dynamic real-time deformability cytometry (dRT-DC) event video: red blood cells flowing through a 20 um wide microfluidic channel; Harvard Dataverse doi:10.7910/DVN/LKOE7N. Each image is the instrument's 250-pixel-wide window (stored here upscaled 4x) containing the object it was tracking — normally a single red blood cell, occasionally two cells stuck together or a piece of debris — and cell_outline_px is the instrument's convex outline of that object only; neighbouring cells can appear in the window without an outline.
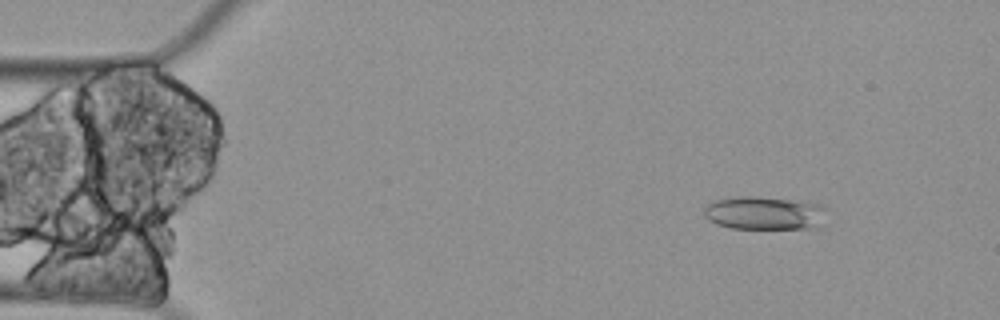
{"species": "Egyptian fruit bat (a non-hibernating species)", "species_latin": "Rousettus aegyptiacus", "temperature_condition": "cold", "stored_images_in_passage": 4, "camera_frame_rate_fps": 3000, "um_per_image_px": 0.085, "animal": {"sex": "female"}, "frame": {"image": 1, "passage_image": 2, "time_ms": 0.333, "image_size_px": [1000, 320], "cell_outline_px": [[824, 208], [816, 228], [732, 228], [716, 224], [708, 220], [704, 216], [704, 208], [708, 204], [716, 200], [740, 196], [752, 196], [788, 200], [820, 204]], "centroid_in_image_um": [64.86, 18.11], "position_along_channel_um": 20.1, "area_um2": 23.12}}
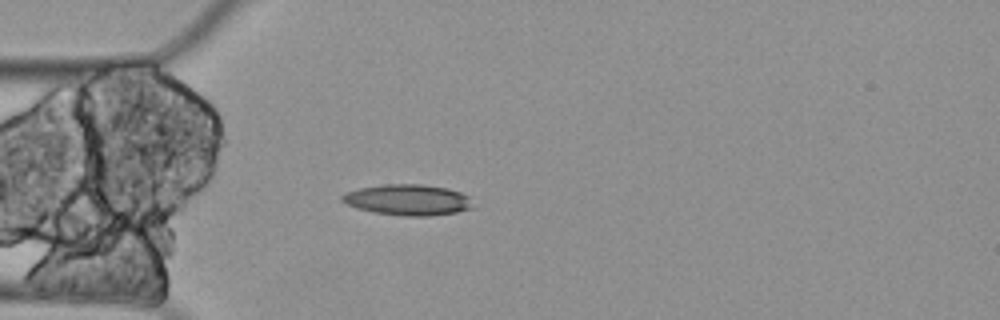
{"frame": {"image": 2, "passage_image": 4, "time_ms": 1.0, "image_size_px": [1000, 320], "cell_outline_px": [[476, 208], [456, 212], [428, 216], [408, 216], [376, 212], [356, 208], [340, 200], [340, 196], [348, 192], [360, 188], [384, 184], [420, 184], [448, 188], [460, 192], [468, 196]], "centroid_in_image_um": [34.71, 16.98], "position_along_channel_um": 50.3, "area_um2": 23.47}}